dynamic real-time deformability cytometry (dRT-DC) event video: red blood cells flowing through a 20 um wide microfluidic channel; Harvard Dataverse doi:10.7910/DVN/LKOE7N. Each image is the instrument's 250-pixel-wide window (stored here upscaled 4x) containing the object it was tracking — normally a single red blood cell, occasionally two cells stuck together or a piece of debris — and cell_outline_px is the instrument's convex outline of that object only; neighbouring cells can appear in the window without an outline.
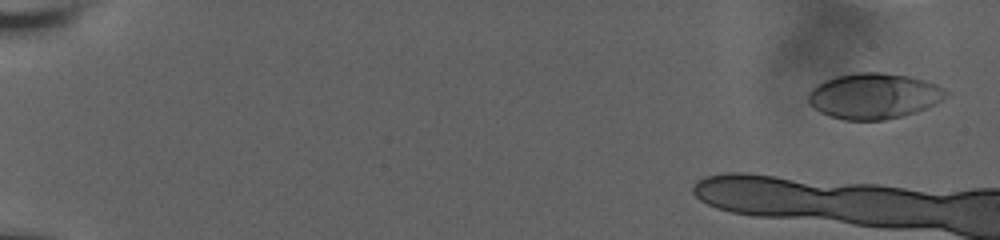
{"species": "human", "species_latin": "Homo sapiens", "temperature_condition": "room temperature", "stored_images_in_passage": 10, "camera_frame_rate_fps": 3000, "um_per_image_px": 0.085, "donor": {"sex": "male"}, "frame": {"image": 1, "passage_image": 2, "time_ms": 0.667, "image_size_px": [1000, 240], "cell_outline_px": [[948, 92], [936, 104], [928, 108], [916, 112], [884, 120], [844, 120], [828, 116], [820, 112], [808, 100], [808, 92], [816, 84], [824, 80], [836, 76], [856, 72], [880, 72], [908, 76], [924, 80], [936, 84], [944, 88]], "centroid_in_image_um": [74.26, 8.15], "position_along_channel_um": 10.7, "area_um2": 36.65}}